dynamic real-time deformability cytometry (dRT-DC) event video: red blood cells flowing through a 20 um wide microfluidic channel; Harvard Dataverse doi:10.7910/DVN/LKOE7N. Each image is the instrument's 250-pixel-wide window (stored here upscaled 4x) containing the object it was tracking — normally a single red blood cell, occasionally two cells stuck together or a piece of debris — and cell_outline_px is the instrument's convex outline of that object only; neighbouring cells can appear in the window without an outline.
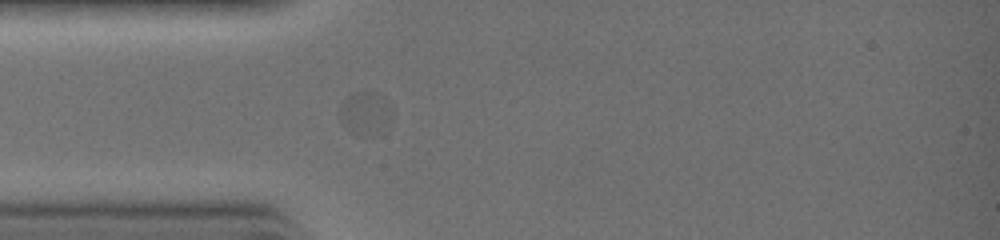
{"species": "common noctule bat (a hibernating species)", "species_latin": "Nyctalus noctula", "temperature_condition": "warm", "stored_images_in_passage": 16, "camera_frame_rate_fps": 3000, "um_per_image_px": 0.085, "animal": {"sex": "female", "body_mass_g": 19.0, "forearm_length_mm": 51.5}, "frame": {"image": 1, "passage_image": 2, "time_ms": 0.333, "image_size_px": [1000, 240], "cell_outline_px": [[392, 120], [364, 136], [360, 136], [352, 132], [340, 120], [340, 112], [344, 100], [352, 92], [380, 92], [388, 100], [392, 108]], "centroid_in_image_um": [31.07, 9.53], "position_along_channel_um": 53.9, "area_um2": 12.72}}
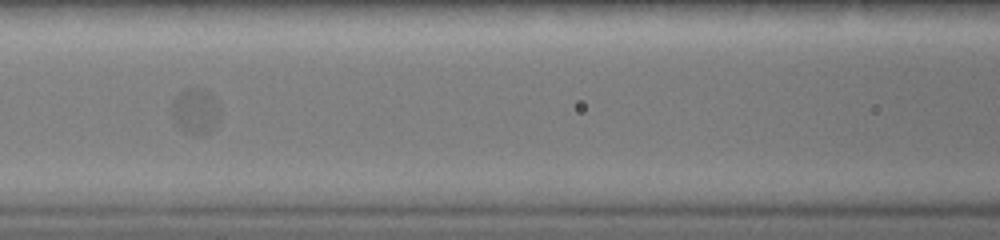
{"frame": {"image": 2, "passage_image": 7, "time_ms": 2.0, "image_size_px": [1000, 240], "cell_outline_px": [[216, 124], [212, 132], [200, 136], [196, 136], [180, 128], [176, 124], [172, 116], [172, 100], [184, 88], [204, 88], [212, 96], [216, 120]], "centroid_in_image_um": [16.52, 9.46], "position_along_channel_um": 150.1, "area_um2": 12.31}}
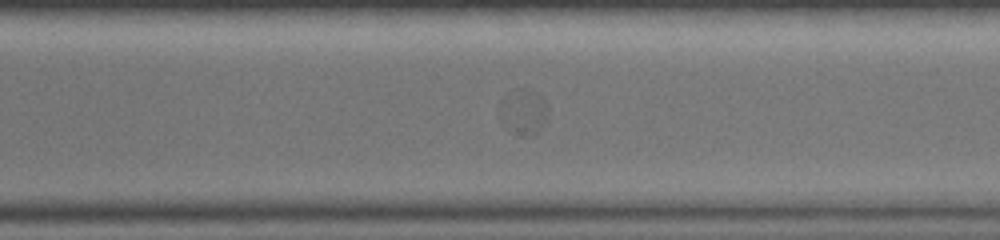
{"frame": {"image": 3, "passage_image": 16, "time_ms": 5.0, "image_size_px": [1000, 240], "cell_outline_px": [[548, 116], [544, 124], [536, 136], [520, 136], [512, 132], [508, 128], [512, 88], [520, 88], [540, 92], [548, 108]], "centroid_in_image_um": [44.8, 9.55], "position_along_channel_um": 325.8, "area_um2": 11.21}}